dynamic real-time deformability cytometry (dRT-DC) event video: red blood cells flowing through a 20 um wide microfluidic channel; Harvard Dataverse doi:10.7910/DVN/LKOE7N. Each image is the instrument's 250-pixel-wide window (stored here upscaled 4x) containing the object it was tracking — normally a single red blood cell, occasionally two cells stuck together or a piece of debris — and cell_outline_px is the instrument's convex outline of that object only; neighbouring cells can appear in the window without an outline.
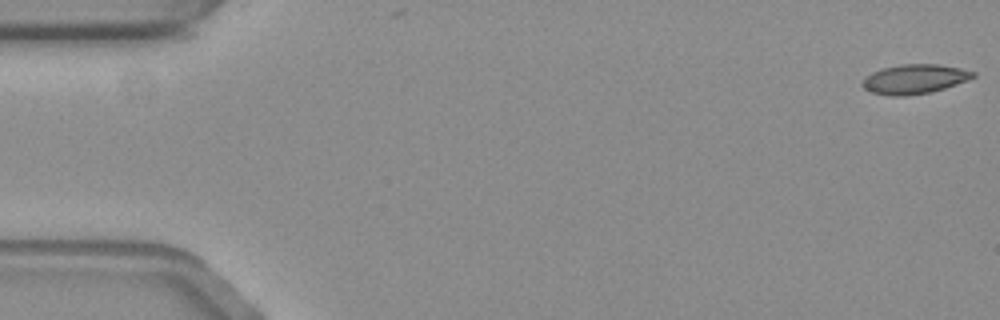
{"species": "common noctule bat (a hibernating species)", "species_latin": "Nyctalus noctula", "temperature_condition": "warm", "stored_images_in_passage": 13, "camera_frame_rate_fps": 3000, "um_per_image_px": 0.085, "animal": {"sex": "female", "body_mass_g": 19.3, "forearm_length_mm": 54.1}, "frame": {"image": 1, "passage_image": 1, "time_ms": 0.0, "image_size_px": [1000, 320], "cell_outline_px": [[976, 76], [956, 84], [944, 88], [928, 92], [904, 96], [892, 96], [872, 92], [864, 88], [860, 84], [864, 76], [880, 68], [900, 64], [936, 64], [960, 68], [976, 72]], "centroid_in_image_um": [77.68, 6.71], "position_along_channel_um": 7.3, "area_um2": 18.96}}